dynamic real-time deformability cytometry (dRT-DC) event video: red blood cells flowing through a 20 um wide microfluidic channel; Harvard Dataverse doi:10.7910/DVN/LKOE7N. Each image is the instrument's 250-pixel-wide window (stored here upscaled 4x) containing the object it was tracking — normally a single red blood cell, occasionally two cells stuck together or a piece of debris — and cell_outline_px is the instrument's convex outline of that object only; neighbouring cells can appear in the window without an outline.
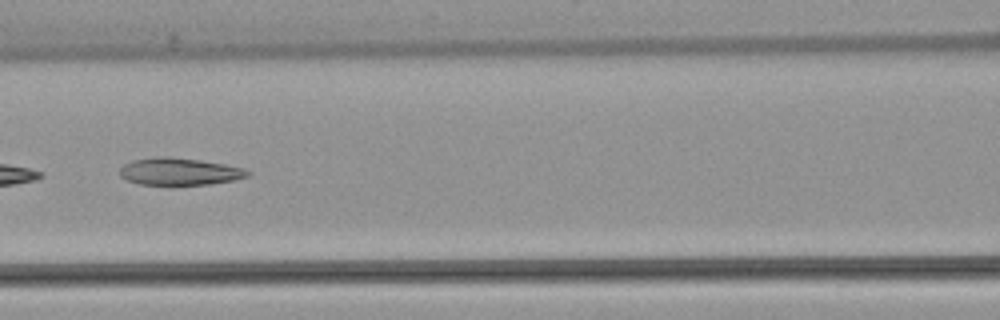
{"species": "common noctule bat (a hibernating species)", "species_latin": "Nyctalus noctula", "temperature_condition": "warm", "stored_images_in_passage": 3, "camera_frame_rate_fps": 3000, "um_per_image_px": 0.085, "animal": {"sex": "female", "body_mass_g": 22.7, "forearm_length_mm": 54.2}, "frame": {"image": 1, "passage_image": 3, "time_ms": 2.333, "image_size_px": [1000, 320], "cell_outline_px": [[252, 172], [248, 176], [232, 180], [212, 184], [140, 184], [128, 180], [120, 176], [120, 168], [124, 164], [132, 160], [156, 156], [168, 156], [200, 160], [224, 164], [244, 168]], "centroid_in_image_um": [15.25, 14.56], "position_along_channel_um": 151.3, "area_um2": 20.17}}